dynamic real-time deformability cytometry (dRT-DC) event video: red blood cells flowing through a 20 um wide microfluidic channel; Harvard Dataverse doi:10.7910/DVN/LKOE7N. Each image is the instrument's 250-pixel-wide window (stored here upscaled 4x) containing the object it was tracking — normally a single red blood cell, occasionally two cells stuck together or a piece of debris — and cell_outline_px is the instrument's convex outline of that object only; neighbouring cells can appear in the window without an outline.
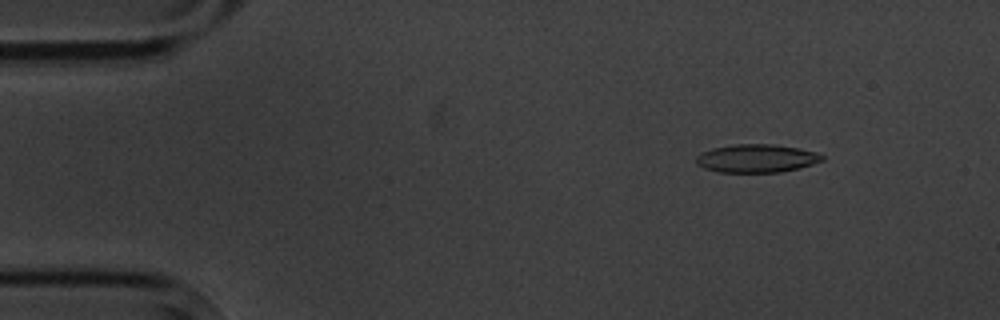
{"species": "common noctule bat (a hibernating species)", "species_latin": "Nyctalus noctula", "temperature_condition": "cold", "stored_images_in_passage": 9, "camera_frame_rate_fps": 3000, "um_per_image_px": 0.085, "animal": {"sex": "male", "body_mass_g": 20.1, "forearm_length_mm": 53.5}, "frame": {"image": 1, "passage_image": 2, "time_ms": 1.333, "image_size_px": [1000, 320], "cell_outline_px": [[824, 160], [800, 168], [780, 172], [720, 172], [704, 168], [696, 164], [696, 156], [700, 152], [712, 148], [736, 144], [772, 144], [800, 148], [816, 152], [824, 156]], "centroid_in_image_um": [64.3, 13.46], "position_along_channel_um": 20.7, "area_um2": 20.81}}
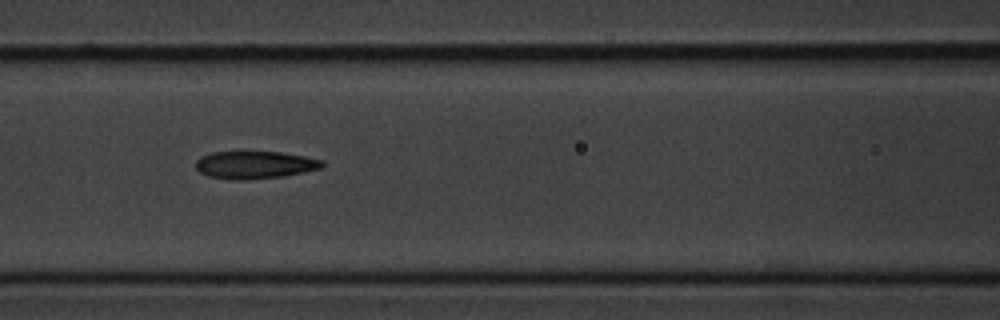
{"frame": {"image": 2, "passage_image": 7, "time_ms": 7.0, "image_size_px": [1000, 320], "cell_outline_px": [[324, 164], [320, 168], [304, 172], [284, 176], [244, 180], [232, 180], [208, 176], [200, 172], [196, 168], [196, 160], [200, 156], [212, 152], [280, 152], [304, 156], [324, 160]], "centroid_in_image_um": [21.64, 14.02], "position_along_channel_um": 145.0, "area_um2": 20.35}}
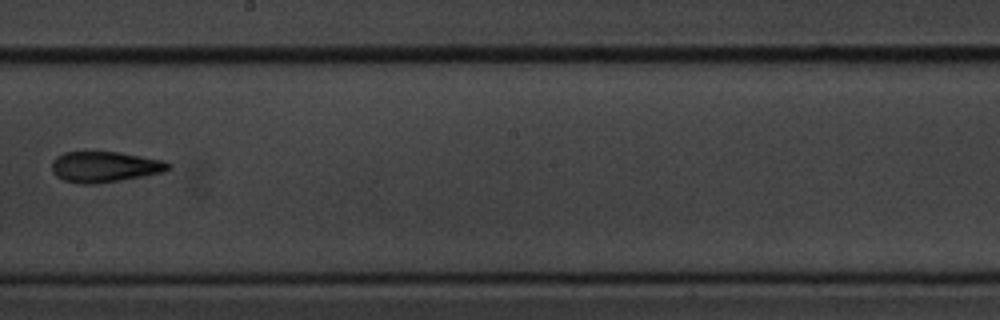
{"frame": {"image": 3, "passage_image": 9, "time_ms": 9.667, "image_size_px": [1000, 320], "cell_outline_px": [[172, 164], [164, 172], [120, 180], [92, 184], [80, 184], [64, 180], [56, 176], [52, 172], [52, 160], [56, 156], [64, 152], [120, 152], [164, 160]], "centroid_in_image_um": [8.88, 14.17], "position_along_channel_um": 239.3, "area_um2": 20.87}}